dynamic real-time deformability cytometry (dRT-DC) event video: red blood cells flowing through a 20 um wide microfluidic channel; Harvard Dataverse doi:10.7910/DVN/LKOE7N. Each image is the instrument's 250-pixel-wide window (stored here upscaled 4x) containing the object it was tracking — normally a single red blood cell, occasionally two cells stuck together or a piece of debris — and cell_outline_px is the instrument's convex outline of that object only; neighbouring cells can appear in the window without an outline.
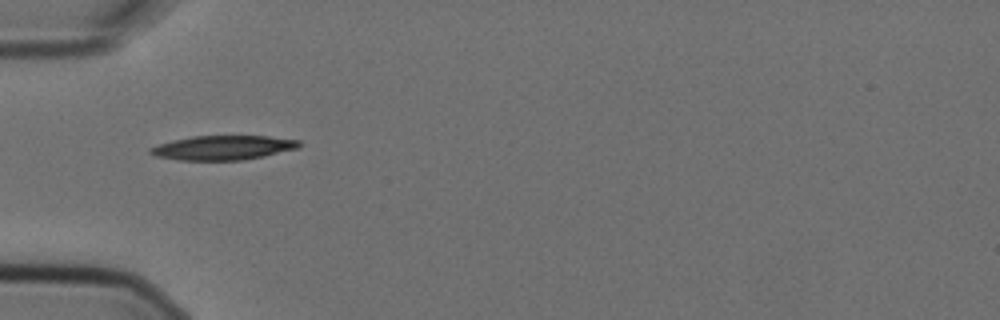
{"species": "Egyptian fruit bat (a non-hibernating species)", "species_latin": "Rousettus aegyptiacus", "temperature_condition": "cold", "stored_images_in_passage": 6, "camera_frame_rate_fps": 3000, "um_per_image_px": 0.085, "animal": {"sex": "female"}, "frame": {"image": 1, "passage_image": 1, "time_ms": 0.0, "image_size_px": [1000, 320], "cell_outline_px": [[300, 148], [264, 156], [244, 160], [176, 160], [156, 156], [148, 152], [148, 148], [172, 140], [192, 136], [268, 136], [300, 140]], "centroid_in_image_um": [18.96, 12.55], "position_along_channel_um": 66.0, "area_um2": 21.21}}
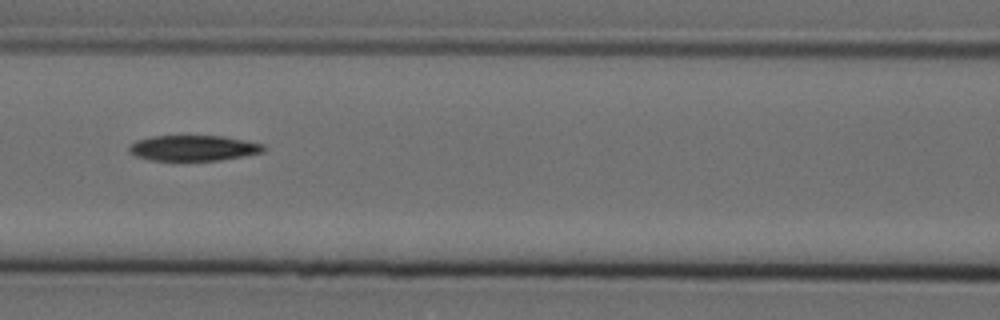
{"frame": {"image": 2, "passage_image": 3, "time_ms": 0.667, "image_size_px": [1000, 320], "cell_outline_px": [[264, 152], [220, 160], [148, 160], [136, 156], [128, 152], [128, 148], [136, 140], [152, 136], [224, 136], [264, 144]], "centroid_in_image_um": [16.42, 12.58], "position_along_channel_um": 150.2, "area_um2": 19.94}}
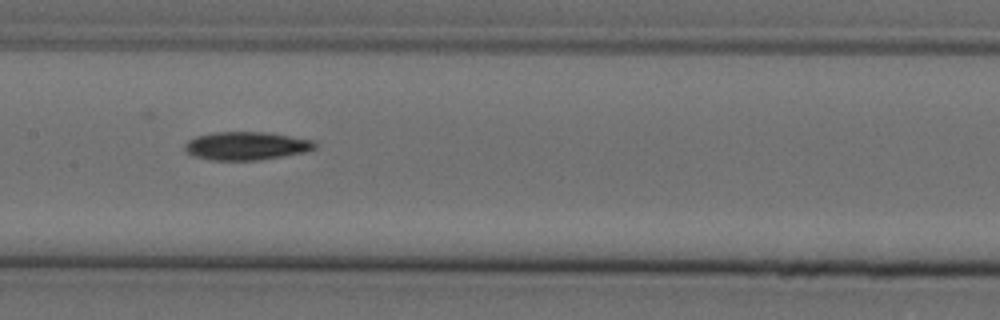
{"frame": {"image": 3, "passage_image": 4, "time_ms": 1.0, "image_size_px": [1000, 320], "cell_outline_px": [[316, 148], [304, 152], [260, 160], [212, 160], [196, 156], [188, 152], [184, 148], [184, 144], [188, 140], [196, 136], [216, 132], [264, 132], [316, 140]], "centroid_in_image_um": [20.96, 12.39], "position_along_channel_um": 186.4, "area_um2": 21.27}}